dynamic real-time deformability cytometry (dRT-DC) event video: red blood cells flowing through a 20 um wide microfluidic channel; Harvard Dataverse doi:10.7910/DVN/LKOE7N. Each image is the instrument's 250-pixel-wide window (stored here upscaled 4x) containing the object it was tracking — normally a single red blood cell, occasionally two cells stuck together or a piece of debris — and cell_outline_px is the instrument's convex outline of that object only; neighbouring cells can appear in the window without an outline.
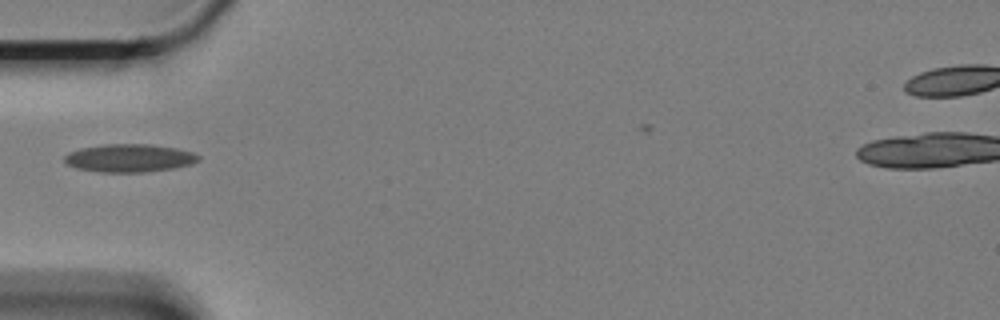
{"species": "Egyptian fruit bat (a non-hibernating species)", "species_latin": "Rousettus aegyptiacus", "temperature_condition": "cold", "stored_images_in_passage": 35, "camera_frame_rate_fps": 3000, "um_per_image_px": 0.085, "animal": {"sex": "female"}, "frame": {"image": 1, "passage_image": 1, "time_ms": 0.0, "image_size_px": [1000, 320], "cell_outline_px": [[200, 160], [192, 164], [172, 168], [144, 172], [100, 172], [76, 168], [64, 164], [64, 156], [68, 152], [80, 148], [104, 144], [152, 144], [176, 148], [192, 152], [200, 156]], "centroid_in_image_um": [10.97, 13.43], "position_along_channel_um": 74.0, "area_um2": 22.02}}
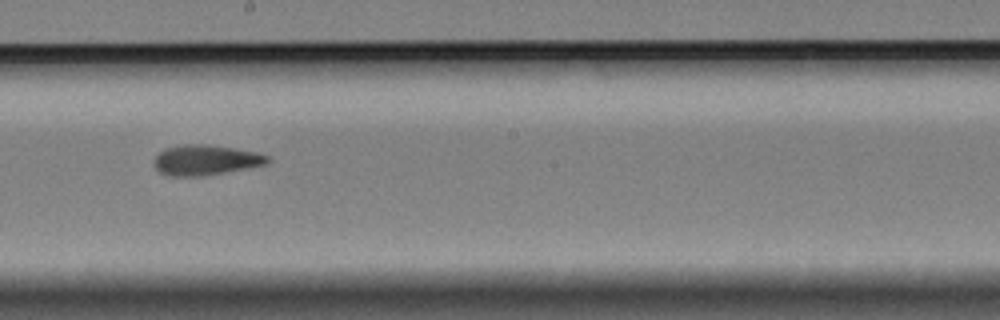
{"frame": {"image": 2, "passage_image": 15, "time_ms": 4.667, "image_size_px": [1000, 320], "cell_outline_px": [[272, 160], [264, 164], [248, 168], [200, 176], [168, 176], [160, 172], [156, 168], [156, 156], [160, 152], [168, 148], [184, 144], [208, 144], [256, 152], [268, 156]], "centroid_in_image_um": [17.5, 13.6], "position_along_channel_um": 230.7, "area_um2": 19.65}}
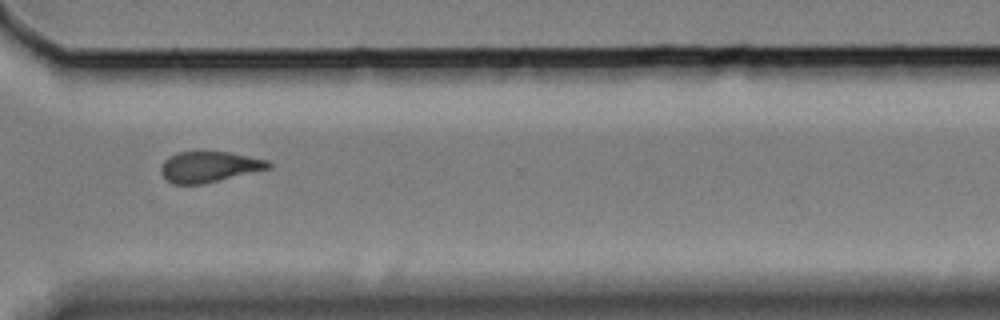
{"frame": {"image": 3, "passage_image": 26, "time_ms": 8.333, "image_size_px": [1000, 320], "cell_outline_px": [[272, 168], [200, 184], [172, 184], [160, 172], [160, 168], [164, 160], [168, 156], [176, 152], [228, 152], [268, 160], [272, 164]], "centroid_in_image_um": [17.77, 14.17], "position_along_channel_um": 352.8, "area_um2": 19.13}}